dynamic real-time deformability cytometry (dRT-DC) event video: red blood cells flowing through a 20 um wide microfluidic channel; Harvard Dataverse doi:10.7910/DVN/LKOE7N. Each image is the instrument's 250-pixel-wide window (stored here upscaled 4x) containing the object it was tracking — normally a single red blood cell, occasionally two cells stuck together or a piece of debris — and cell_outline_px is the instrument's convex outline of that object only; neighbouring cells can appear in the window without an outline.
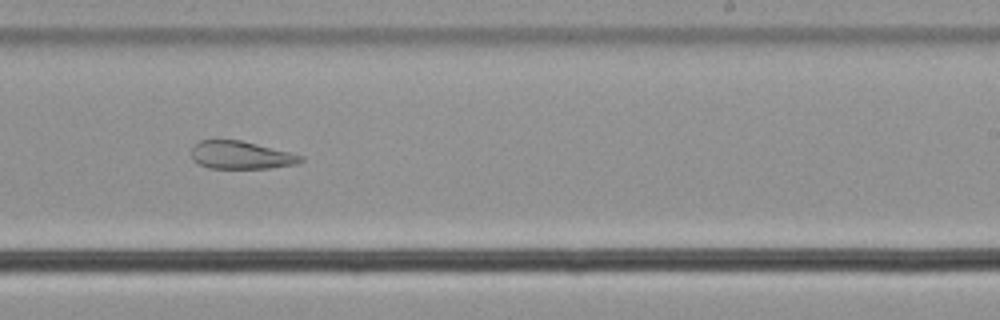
{"species": "common noctule bat (a hibernating species)", "species_latin": "Nyctalus noctula", "temperature_condition": "cold", "stored_images_in_passage": 32, "camera_frame_rate_fps": 3000, "um_per_image_px": 0.085, "animal": {"sex": "male", "body_mass_g": 21.5, "forearm_length_mm": 52.0}, "frame": {"image": 1, "passage_image": 19, "time_ms": 6.0, "image_size_px": [1000, 320], "cell_outline_px": [[304, 160], [296, 164], [268, 168], [208, 168], [192, 160], [192, 144], [200, 140], [240, 140], [304, 156]], "centroid_in_image_um": [20.44, 13.18], "position_along_channel_um": 268.6, "area_um2": 17.63}}
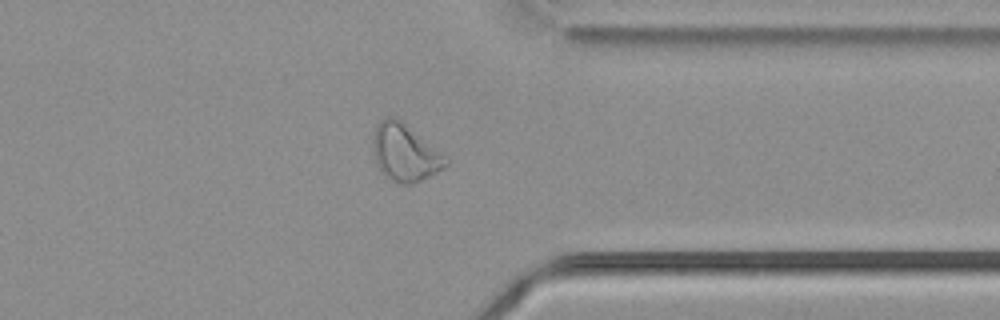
{"frame": {"image": 2, "passage_image": 28, "time_ms": 9.0, "image_size_px": [1000, 320], "cell_outline_px": [[448, 164], [444, 168], [412, 184], [400, 184], [384, 176], [380, 172], [376, 164], [372, 152], [372, 140], [376, 128], [380, 120], [388, 116], [396, 116], [444, 156], [448, 160]], "centroid_in_image_um": [34.35, 12.98], "position_along_channel_um": 377.1, "area_um2": 23.99}}